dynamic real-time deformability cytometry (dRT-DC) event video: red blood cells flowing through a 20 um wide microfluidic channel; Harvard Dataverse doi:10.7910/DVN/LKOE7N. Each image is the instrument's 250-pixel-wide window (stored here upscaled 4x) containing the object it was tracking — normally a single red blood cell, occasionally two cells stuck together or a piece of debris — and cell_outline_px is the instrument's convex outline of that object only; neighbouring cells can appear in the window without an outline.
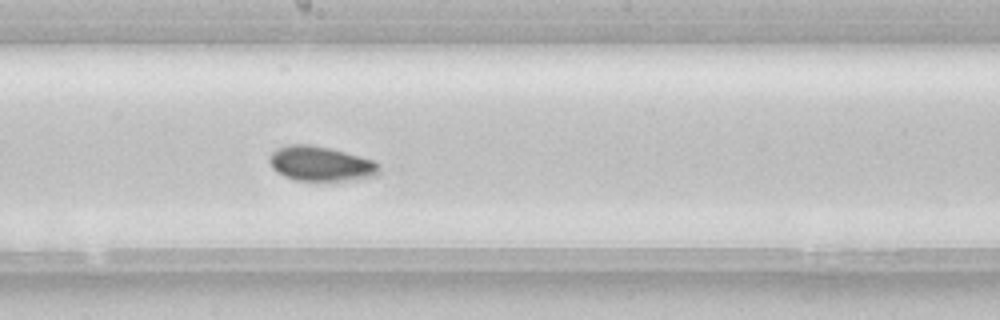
{"species": "common noctule bat (a hibernating species)", "species_latin": "Nyctalus noctula", "temperature_condition": "room temperature", "stored_images_in_passage": 44, "camera_frame_rate_fps": 3000, "um_per_image_px": 0.085, "animal": {"sex": "female", "body_mass_g": 22.7, "forearm_length_mm": 54.2}, "frame": {"image": 1, "passage_image": 19, "time_ms": 6.0, "image_size_px": [1000, 320], "cell_outline_px": [[380, 172], [376, 176], [344, 180], [296, 180], [284, 176], [276, 172], [272, 168], [268, 160], [268, 156], [276, 148], [288, 144], [308, 144], [328, 148], [360, 156], [372, 160], [380, 164]], "centroid_in_image_um": [27.23, 13.91], "position_along_channel_um": 221.0, "area_um2": 22.2}, "authors_computed_cell_mechanics": {"area_um2": 21.6461, "velocity_mm_per_s": 3.8326, "shape_relaxation_time_tau1_ms": 8.1374, "shape_relaxation_time_tau2_ms": 4.0954, "deformation_change_tau1": 0.0912, "deformation_change_tau2": 0.0541}}